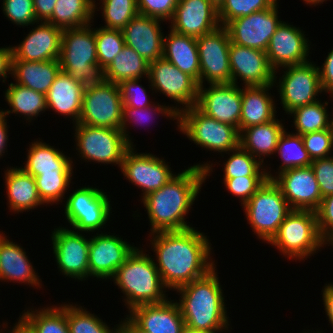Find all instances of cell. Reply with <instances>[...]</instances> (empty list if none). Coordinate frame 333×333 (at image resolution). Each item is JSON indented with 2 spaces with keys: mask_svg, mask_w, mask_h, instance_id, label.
Returning a JSON list of instances; mask_svg holds the SVG:
<instances>
[{
  "mask_svg": "<svg viewBox=\"0 0 333 333\" xmlns=\"http://www.w3.org/2000/svg\"><path fill=\"white\" fill-rule=\"evenodd\" d=\"M148 237L157 259L153 258L154 264L168 290L202 278L216 267L209 237L195 227L155 232Z\"/></svg>",
  "mask_w": 333,
  "mask_h": 333,
  "instance_id": "1",
  "label": "cell"
},
{
  "mask_svg": "<svg viewBox=\"0 0 333 333\" xmlns=\"http://www.w3.org/2000/svg\"><path fill=\"white\" fill-rule=\"evenodd\" d=\"M197 163L182 170L159 190L141 199L147 211L150 233L192 228L185 218L192 209L202 184L213 172V163ZM208 176V177H207Z\"/></svg>",
  "mask_w": 333,
  "mask_h": 333,
  "instance_id": "2",
  "label": "cell"
},
{
  "mask_svg": "<svg viewBox=\"0 0 333 333\" xmlns=\"http://www.w3.org/2000/svg\"><path fill=\"white\" fill-rule=\"evenodd\" d=\"M174 291L180 295L177 303L186 327L213 333H223L231 328L216 267L204 277Z\"/></svg>",
  "mask_w": 333,
  "mask_h": 333,
  "instance_id": "3",
  "label": "cell"
},
{
  "mask_svg": "<svg viewBox=\"0 0 333 333\" xmlns=\"http://www.w3.org/2000/svg\"><path fill=\"white\" fill-rule=\"evenodd\" d=\"M142 249L136 247L111 278L125 295L123 302L128 312L135 306L159 304L168 299L167 288L162 283L152 255Z\"/></svg>",
  "mask_w": 333,
  "mask_h": 333,
  "instance_id": "4",
  "label": "cell"
},
{
  "mask_svg": "<svg viewBox=\"0 0 333 333\" xmlns=\"http://www.w3.org/2000/svg\"><path fill=\"white\" fill-rule=\"evenodd\" d=\"M88 24L64 29L61 38V70L85 89L105 81L104 69L98 64L94 27Z\"/></svg>",
  "mask_w": 333,
  "mask_h": 333,
  "instance_id": "5",
  "label": "cell"
},
{
  "mask_svg": "<svg viewBox=\"0 0 333 333\" xmlns=\"http://www.w3.org/2000/svg\"><path fill=\"white\" fill-rule=\"evenodd\" d=\"M290 260H307L326 246L317 222V214L310 210H292L268 243Z\"/></svg>",
  "mask_w": 333,
  "mask_h": 333,
  "instance_id": "6",
  "label": "cell"
},
{
  "mask_svg": "<svg viewBox=\"0 0 333 333\" xmlns=\"http://www.w3.org/2000/svg\"><path fill=\"white\" fill-rule=\"evenodd\" d=\"M242 208L253 234L264 243L272 240L293 210L272 179H267Z\"/></svg>",
  "mask_w": 333,
  "mask_h": 333,
  "instance_id": "7",
  "label": "cell"
},
{
  "mask_svg": "<svg viewBox=\"0 0 333 333\" xmlns=\"http://www.w3.org/2000/svg\"><path fill=\"white\" fill-rule=\"evenodd\" d=\"M177 129L198 147L220 153L222 158L239 147L240 133L236 127L205 115L196 106L179 112Z\"/></svg>",
  "mask_w": 333,
  "mask_h": 333,
  "instance_id": "8",
  "label": "cell"
},
{
  "mask_svg": "<svg viewBox=\"0 0 333 333\" xmlns=\"http://www.w3.org/2000/svg\"><path fill=\"white\" fill-rule=\"evenodd\" d=\"M104 190L92 186H83L65 200V219L73 230L83 233H95L106 227L112 213L111 199Z\"/></svg>",
  "mask_w": 333,
  "mask_h": 333,
  "instance_id": "9",
  "label": "cell"
},
{
  "mask_svg": "<svg viewBox=\"0 0 333 333\" xmlns=\"http://www.w3.org/2000/svg\"><path fill=\"white\" fill-rule=\"evenodd\" d=\"M76 150L85 161L113 164L120 168L124 154L129 148L122 130L94 127L77 123L73 125Z\"/></svg>",
  "mask_w": 333,
  "mask_h": 333,
  "instance_id": "10",
  "label": "cell"
},
{
  "mask_svg": "<svg viewBox=\"0 0 333 333\" xmlns=\"http://www.w3.org/2000/svg\"><path fill=\"white\" fill-rule=\"evenodd\" d=\"M279 80L274 75V86L278 89L280 104L287 115L294 109L314 103L323 93L319 69L314 63L308 61L302 64L290 65L280 68ZM277 86H276V85ZM279 84V85H278ZM279 87V88H278ZM316 96H318L316 98Z\"/></svg>",
  "mask_w": 333,
  "mask_h": 333,
  "instance_id": "11",
  "label": "cell"
},
{
  "mask_svg": "<svg viewBox=\"0 0 333 333\" xmlns=\"http://www.w3.org/2000/svg\"><path fill=\"white\" fill-rule=\"evenodd\" d=\"M122 118L123 102L118 84L104 81L84 90L78 123L121 130Z\"/></svg>",
  "mask_w": 333,
  "mask_h": 333,
  "instance_id": "12",
  "label": "cell"
},
{
  "mask_svg": "<svg viewBox=\"0 0 333 333\" xmlns=\"http://www.w3.org/2000/svg\"><path fill=\"white\" fill-rule=\"evenodd\" d=\"M147 79L148 83H150L148 86L152 91L162 93L165 97L174 101V103L177 102L174 109L178 113L196 106L198 83L191 76L183 73L164 58L149 63V75Z\"/></svg>",
  "mask_w": 333,
  "mask_h": 333,
  "instance_id": "13",
  "label": "cell"
},
{
  "mask_svg": "<svg viewBox=\"0 0 333 333\" xmlns=\"http://www.w3.org/2000/svg\"><path fill=\"white\" fill-rule=\"evenodd\" d=\"M230 37L224 26L197 38L200 63L199 86L231 83ZM205 82V83H204Z\"/></svg>",
  "mask_w": 333,
  "mask_h": 333,
  "instance_id": "14",
  "label": "cell"
},
{
  "mask_svg": "<svg viewBox=\"0 0 333 333\" xmlns=\"http://www.w3.org/2000/svg\"><path fill=\"white\" fill-rule=\"evenodd\" d=\"M81 233L59 226L52 231L51 243L58 271L65 277L85 281L89 279L90 237Z\"/></svg>",
  "mask_w": 333,
  "mask_h": 333,
  "instance_id": "15",
  "label": "cell"
},
{
  "mask_svg": "<svg viewBox=\"0 0 333 333\" xmlns=\"http://www.w3.org/2000/svg\"><path fill=\"white\" fill-rule=\"evenodd\" d=\"M125 179L142 189L141 198L159 190L175 175L164 158L151 153H136L135 147H129L120 166Z\"/></svg>",
  "mask_w": 333,
  "mask_h": 333,
  "instance_id": "16",
  "label": "cell"
},
{
  "mask_svg": "<svg viewBox=\"0 0 333 333\" xmlns=\"http://www.w3.org/2000/svg\"><path fill=\"white\" fill-rule=\"evenodd\" d=\"M278 0L268 9L230 21L225 28L234 44L266 52L271 36L282 22L278 16Z\"/></svg>",
  "mask_w": 333,
  "mask_h": 333,
  "instance_id": "17",
  "label": "cell"
},
{
  "mask_svg": "<svg viewBox=\"0 0 333 333\" xmlns=\"http://www.w3.org/2000/svg\"><path fill=\"white\" fill-rule=\"evenodd\" d=\"M271 173L266 170L267 178L279 186L293 210H318L322 195L311 166L291 168L275 176Z\"/></svg>",
  "mask_w": 333,
  "mask_h": 333,
  "instance_id": "18",
  "label": "cell"
},
{
  "mask_svg": "<svg viewBox=\"0 0 333 333\" xmlns=\"http://www.w3.org/2000/svg\"><path fill=\"white\" fill-rule=\"evenodd\" d=\"M196 107L205 115L236 127L240 133L242 89L234 83L199 86Z\"/></svg>",
  "mask_w": 333,
  "mask_h": 333,
  "instance_id": "19",
  "label": "cell"
},
{
  "mask_svg": "<svg viewBox=\"0 0 333 333\" xmlns=\"http://www.w3.org/2000/svg\"><path fill=\"white\" fill-rule=\"evenodd\" d=\"M304 33L305 31L301 28L285 21L277 26L266 50L268 62L274 70V75L280 72L279 68L302 64L310 60L308 56L311 42Z\"/></svg>",
  "mask_w": 333,
  "mask_h": 333,
  "instance_id": "20",
  "label": "cell"
},
{
  "mask_svg": "<svg viewBox=\"0 0 333 333\" xmlns=\"http://www.w3.org/2000/svg\"><path fill=\"white\" fill-rule=\"evenodd\" d=\"M100 232L90 237L89 277H96L97 280L100 278L111 280L116 270L136 247L115 233L110 235L107 232Z\"/></svg>",
  "mask_w": 333,
  "mask_h": 333,
  "instance_id": "21",
  "label": "cell"
},
{
  "mask_svg": "<svg viewBox=\"0 0 333 333\" xmlns=\"http://www.w3.org/2000/svg\"><path fill=\"white\" fill-rule=\"evenodd\" d=\"M229 61L231 83L238 85V79L244 86H265L274 84V70L267 54L259 49L230 43Z\"/></svg>",
  "mask_w": 333,
  "mask_h": 333,
  "instance_id": "22",
  "label": "cell"
},
{
  "mask_svg": "<svg viewBox=\"0 0 333 333\" xmlns=\"http://www.w3.org/2000/svg\"><path fill=\"white\" fill-rule=\"evenodd\" d=\"M174 32L199 38L220 25L218 6L210 0H179L169 21Z\"/></svg>",
  "mask_w": 333,
  "mask_h": 333,
  "instance_id": "23",
  "label": "cell"
},
{
  "mask_svg": "<svg viewBox=\"0 0 333 333\" xmlns=\"http://www.w3.org/2000/svg\"><path fill=\"white\" fill-rule=\"evenodd\" d=\"M39 24V25H38ZM63 30L51 23L39 21L23 38L12 47V60L43 62L60 58Z\"/></svg>",
  "mask_w": 333,
  "mask_h": 333,
  "instance_id": "24",
  "label": "cell"
},
{
  "mask_svg": "<svg viewBox=\"0 0 333 333\" xmlns=\"http://www.w3.org/2000/svg\"><path fill=\"white\" fill-rule=\"evenodd\" d=\"M163 22L165 21L157 18L136 15L122 29L125 45L135 50L148 63L163 58Z\"/></svg>",
  "mask_w": 333,
  "mask_h": 333,
  "instance_id": "25",
  "label": "cell"
},
{
  "mask_svg": "<svg viewBox=\"0 0 333 333\" xmlns=\"http://www.w3.org/2000/svg\"><path fill=\"white\" fill-rule=\"evenodd\" d=\"M177 301L168 298L159 304L135 306L127 316L148 333H182L185 322Z\"/></svg>",
  "mask_w": 333,
  "mask_h": 333,
  "instance_id": "26",
  "label": "cell"
},
{
  "mask_svg": "<svg viewBox=\"0 0 333 333\" xmlns=\"http://www.w3.org/2000/svg\"><path fill=\"white\" fill-rule=\"evenodd\" d=\"M0 231V281L42 288V280L26 255L25 249ZM8 238V239H7ZM19 281V282H18ZM41 285V287H40Z\"/></svg>",
  "mask_w": 333,
  "mask_h": 333,
  "instance_id": "27",
  "label": "cell"
},
{
  "mask_svg": "<svg viewBox=\"0 0 333 333\" xmlns=\"http://www.w3.org/2000/svg\"><path fill=\"white\" fill-rule=\"evenodd\" d=\"M84 90L79 82L61 70L46 94L47 109H52L58 115L66 116L73 124H77L82 110Z\"/></svg>",
  "mask_w": 333,
  "mask_h": 333,
  "instance_id": "28",
  "label": "cell"
},
{
  "mask_svg": "<svg viewBox=\"0 0 333 333\" xmlns=\"http://www.w3.org/2000/svg\"><path fill=\"white\" fill-rule=\"evenodd\" d=\"M40 140L39 138V140H34V142L29 144L27 161L20 168L33 177L50 174H74L72 158L65 155L63 150H58L54 146L49 145V143L47 144Z\"/></svg>",
  "mask_w": 333,
  "mask_h": 333,
  "instance_id": "29",
  "label": "cell"
},
{
  "mask_svg": "<svg viewBox=\"0 0 333 333\" xmlns=\"http://www.w3.org/2000/svg\"><path fill=\"white\" fill-rule=\"evenodd\" d=\"M4 183L7 192V204L10 212H29L38 206L45 204L42 202L35 182V178L24 172L20 167H7L4 171ZM29 210V211H28Z\"/></svg>",
  "mask_w": 333,
  "mask_h": 333,
  "instance_id": "30",
  "label": "cell"
},
{
  "mask_svg": "<svg viewBox=\"0 0 333 333\" xmlns=\"http://www.w3.org/2000/svg\"><path fill=\"white\" fill-rule=\"evenodd\" d=\"M242 87L240 132L248 127L267 123L277 116L275 99L269 93L274 84Z\"/></svg>",
  "mask_w": 333,
  "mask_h": 333,
  "instance_id": "31",
  "label": "cell"
},
{
  "mask_svg": "<svg viewBox=\"0 0 333 333\" xmlns=\"http://www.w3.org/2000/svg\"><path fill=\"white\" fill-rule=\"evenodd\" d=\"M285 129L282 119L275 117L267 123L243 129L240 132L239 146L265 165L263 159L275 154L278 140Z\"/></svg>",
  "mask_w": 333,
  "mask_h": 333,
  "instance_id": "32",
  "label": "cell"
},
{
  "mask_svg": "<svg viewBox=\"0 0 333 333\" xmlns=\"http://www.w3.org/2000/svg\"><path fill=\"white\" fill-rule=\"evenodd\" d=\"M164 36L163 58L171 62L183 73L191 76L199 86L200 63L197 38L182 35L170 29Z\"/></svg>",
  "mask_w": 333,
  "mask_h": 333,
  "instance_id": "33",
  "label": "cell"
},
{
  "mask_svg": "<svg viewBox=\"0 0 333 333\" xmlns=\"http://www.w3.org/2000/svg\"><path fill=\"white\" fill-rule=\"evenodd\" d=\"M60 71L58 59L43 62L12 60L11 77L15 78V83L46 95Z\"/></svg>",
  "mask_w": 333,
  "mask_h": 333,
  "instance_id": "34",
  "label": "cell"
},
{
  "mask_svg": "<svg viewBox=\"0 0 333 333\" xmlns=\"http://www.w3.org/2000/svg\"><path fill=\"white\" fill-rule=\"evenodd\" d=\"M5 101L8 103L10 110L0 111L7 117L11 113L23 116L28 122L37 118L41 113L47 111L46 95L36 92L30 88L24 87L17 83L8 84L4 93Z\"/></svg>",
  "mask_w": 333,
  "mask_h": 333,
  "instance_id": "35",
  "label": "cell"
},
{
  "mask_svg": "<svg viewBox=\"0 0 333 333\" xmlns=\"http://www.w3.org/2000/svg\"><path fill=\"white\" fill-rule=\"evenodd\" d=\"M95 2L96 0H57L52 16L46 22L62 30L91 24L94 22L95 11H100Z\"/></svg>",
  "mask_w": 333,
  "mask_h": 333,
  "instance_id": "36",
  "label": "cell"
},
{
  "mask_svg": "<svg viewBox=\"0 0 333 333\" xmlns=\"http://www.w3.org/2000/svg\"><path fill=\"white\" fill-rule=\"evenodd\" d=\"M26 310L18 319L31 333H69L65 303Z\"/></svg>",
  "mask_w": 333,
  "mask_h": 333,
  "instance_id": "37",
  "label": "cell"
},
{
  "mask_svg": "<svg viewBox=\"0 0 333 333\" xmlns=\"http://www.w3.org/2000/svg\"><path fill=\"white\" fill-rule=\"evenodd\" d=\"M148 75L149 63L126 45L104 70L105 81L115 84L125 80L148 78Z\"/></svg>",
  "mask_w": 333,
  "mask_h": 333,
  "instance_id": "38",
  "label": "cell"
},
{
  "mask_svg": "<svg viewBox=\"0 0 333 333\" xmlns=\"http://www.w3.org/2000/svg\"><path fill=\"white\" fill-rule=\"evenodd\" d=\"M318 100L314 103L296 108L289 115L293 117L291 121L296 129L295 134L305 135L307 133L329 129L331 127V116L327 111L329 102Z\"/></svg>",
  "mask_w": 333,
  "mask_h": 333,
  "instance_id": "39",
  "label": "cell"
},
{
  "mask_svg": "<svg viewBox=\"0 0 333 333\" xmlns=\"http://www.w3.org/2000/svg\"><path fill=\"white\" fill-rule=\"evenodd\" d=\"M282 159L276 175L291 168L308 167L312 159L305 149L302 135L287 132L281 134L276 146L275 154Z\"/></svg>",
  "mask_w": 333,
  "mask_h": 333,
  "instance_id": "40",
  "label": "cell"
},
{
  "mask_svg": "<svg viewBox=\"0 0 333 333\" xmlns=\"http://www.w3.org/2000/svg\"><path fill=\"white\" fill-rule=\"evenodd\" d=\"M66 318L69 333H120V323L110 329L100 317L77 304L66 303Z\"/></svg>",
  "mask_w": 333,
  "mask_h": 333,
  "instance_id": "41",
  "label": "cell"
},
{
  "mask_svg": "<svg viewBox=\"0 0 333 333\" xmlns=\"http://www.w3.org/2000/svg\"><path fill=\"white\" fill-rule=\"evenodd\" d=\"M157 103V105H156ZM160 117L164 115V117H167L168 119L170 118L173 121L175 120L177 126H178V118H179V113L174 109V106H166V104L161 105L158 102L153 103V105L142 108V109H137L134 107H123V118H122V133L124 135V138L126 142L128 143L129 147H135L136 145H133V140L129 135V124L131 123L138 125H142L141 123L143 122H148V120L156 116ZM153 119V118H152ZM155 120V119H154ZM152 121V120H151ZM146 122V123H147ZM150 122V121H149ZM152 123V122H151ZM145 124V123H144ZM143 124V125H144Z\"/></svg>",
  "mask_w": 333,
  "mask_h": 333,
  "instance_id": "42",
  "label": "cell"
},
{
  "mask_svg": "<svg viewBox=\"0 0 333 333\" xmlns=\"http://www.w3.org/2000/svg\"><path fill=\"white\" fill-rule=\"evenodd\" d=\"M231 153V154H230ZM229 156L224 162V178H238L245 176H267L266 168L249 152L243 150L240 146L237 149L226 153Z\"/></svg>",
  "mask_w": 333,
  "mask_h": 333,
  "instance_id": "43",
  "label": "cell"
},
{
  "mask_svg": "<svg viewBox=\"0 0 333 333\" xmlns=\"http://www.w3.org/2000/svg\"><path fill=\"white\" fill-rule=\"evenodd\" d=\"M106 29L122 30L139 14L137 0H99Z\"/></svg>",
  "mask_w": 333,
  "mask_h": 333,
  "instance_id": "44",
  "label": "cell"
},
{
  "mask_svg": "<svg viewBox=\"0 0 333 333\" xmlns=\"http://www.w3.org/2000/svg\"><path fill=\"white\" fill-rule=\"evenodd\" d=\"M98 64L105 70L125 46L122 30L94 28Z\"/></svg>",
  "mask_w": 333,
  "mask_h": 333,
  "instance_id": "45",
  "label": "cell"
},
{
  "mask_svg": "<svg viewBox=\"0 0 333 333\" xmlns=\"http://www.w3.org/2000/svg\"><path fill=\"white\" fill-rule=\"evenodd\" d=\"M72 174L37 175L35 182L38 194L44 204H59L65 199V193L70 187Z\"/></svg>",
  "mask_w": 333,
  "mask_h": 333,
  "instance_id": "46",
  "label": "cell"
},
{
  "mask_svg": "<svg viewBox=\"0 0 333 333\" xmlns=\"http://www.w3.org/2000/svg\"><path fill=\"white\" fill-rule=\"evenodd\" d=\"M277 0H222L218 5V19L221 26L254 12L270 8Z\"/></svg>",
  "mask_w": 333,
  "mask_h": 333,
  "instance_id": "47",
  "label": "cell"
},
{
  "mask_svg": "<svg viewBox=\"0 0 333 333\" xmlns=\"http://www.w3.org/2000/svg\"><path fill=\"white\" fill-rule=\"evenodd\" d=\"M2 10L8 20L17 26H33L37 21L33 0H3Z\"/></svg>",
  "mask_w": 333,
  "mask_h": 333,
  "instance_id": "48",
  "label": "cell"
},
{
  "mask_svg": "<svg viewBox=\"0 0 333 333\" xmlns=\"http://www.w3.org/2000/svg\"><path fill=\"white\" fill-rule=\"evenodd\" d=\"M302 139L312 161L332 156L333 131L331 127L302 135Z\"/></svg>",
  "mask_w": 333,
  "mask_h": 333,
  "instance_id": "49",
  "label": "cell"
},
{
  "mask_svg": "<svg viewBox=\"0 0 333 333\" xmlns=\"http://www.w3.org/2000/svg\"><path fill=\"white\" fill-rule=\"evenodd\" d=\"M267 179V176H243L238 178H223L222 180L228 192L240 199L242 207Z\"/></svg>",
  "mask_w": 333,
  "mask_h": 333,
  "instance_id": "50",
  "label": "cell"
},
{
  "mask_svg": "<svg viewBox=\"0 0 333 333\" xmlns=\"http://www.w3.org/2000/svg\"><path fill=\"white\" fill-rule=\"evenodd\" d=\"M142 78L125 80L119 85L121 92V99L123 102V107H134L137 109H142L153 105L150 101V96L148 98L147 91L145 87L141 85ZM140 83V84H139Z\"/></svg>",
  "mask_w": 333,
  "mask_h": 333,
  "instance_id": "51",
  "label": "cell"
},
{
  "mask_svg": "<svg viewBox=\"0 0 333 333\" xmlns=\"http://www.w3.org/2000/svg\"><path fill=\"white\" fill-rule=\"evenodd\" d=\"M179 0H137L138 12L141 15L170 21Z\"/></svg>",
  "mask_w": 333,
  "mask_h": 333,
  "instance_id": "52",
  "label": "cell"
},
{
  "mask_svg": "<svg viewBox=\"0 0 333 333\" xmlns=\"http://www.w3.org/2000/svg\"><path fill=\"white\" fill-rule=\"evenodd\" d=\"M310 166L318 182L322 198L333 194V155L313 160Z\"/></svg>",
  "mask_w": 333,
  "mask_h": 333,
  "instance_id": "53",
  "label": "cell"
},
{
  "mask_svg": "<svg viewBox=\"0 0 333 333\" xmlns=\"http://www.w3.org/2000/svg\"><path fill=\"white\" fill-rule=\"evenodd\" d=\"M316 214L319 233L326 242L333 235V194L322 198Z\"/></svg>",
  "mask_w": 333,
  "mask_h": 333,
  "instance_id": "54",
  "label": "cell"
},
{
  "mask_svg": "<svg viewBox=\"0 0 333 333\" xmlns=\"http://www.w3.org/2000/svg\"><path fill=\"white\" fill-rule=\"evenodd\" d=\"M319 69V76L321 81V86L323 92L325 93H332L333 92V48L323 63V65Z\"/></svg>",
  "mask_w": 333,
  "mask_h": 333,
  "instance_id": "55",
  "label": "cell"
},
{
  "mask_svg": "<svg viewBox=\"0 0 333 333\" xmlns=\"http://www.w3.org/2000/svg\"><path fill=\"white\" fill-rule=\"evenodd\" d=\"M57 0H33L34 11L37 21L46 22L55 8Z\"/></svg>",
  "mask_w": 333,
  "mask_h": 333,
  "instance_id": "56",
  "label": "cell"
},
{
  "mask_svg": "<svg viewBox=\"0 0 333 333\" xmlns=\"http://www.w3.org/2000/svg\"><path fill=\"white\" fill-rule=\"evenodd\" d=\"M12 47H0V80L6 83L7 75L12 76ZM6 79V80H5Z\"/></svg>",
  "mask_w": 333,
  "mask_h": 333,
  "instance_id": "57",
  "label": "cell"
},
{
  "mask_svg": "<svg viewBox=\"0 0 333 333\" xmlns=\"http://www.w3.org/2000/svg\"><path fill=\"white\" fill-rule=\"evenodd\" d=\"M322 288V300L324 305V310L326 312V316L328 317V321L333 329V282L330 284H326Z\"/></svg>",
  "mask_w": 333,
  "mask_h": 333,
  "instance_id": "58",
  "label": "cell"
},
{
  "mask_svg": "<svg viewBox=\"0 0 333 333\" xmlns=\"http://www.w3.org/2000/svg\"><path fill=\"white\" fill-rule=\"evenodd\" d=\"M7 117L0 111V159L7 151V143L9 142Z\"/></svg>",
  "mask_w": 333,
  "mask_h": 333,
  "instance_id": "59",
  "label": "cell"
},
{
  "mask_svg": "<svg viewBox=\"0 0 333 333\" xmlns=\"http://www.w3.org/2000/svg\"><path fill=\"white\" fill-rule=\"evenodd\" d=\"M123 319L120 321V333H148L140 329L127 315Z\"/></svg>",
  "mask_w": 333,
  "mask_h": 333,
  "instance_id": "60",
  "label": "cell"
},
{
  "mask_svg": "<svg viewBox=\"0 0 333 333\" xmlns=\"http://www.w3.org/2000/svg\"><path fill=\"white\" fill-rule=\"evenodd\" d=\"M5 323L6 322H4L3 325L1 326L2 328H4V331L1 329L0 333H4L6 331L5 328L8 327V323L6 324ZM7 330L8 333H31L20 320H18V322L14 324V326L11 328V331H9V329Z\"/></svg>",
  "mask_w": 333,
  "mask_h": 333,
  "instance_id": "61",
  "label": "cell"
},
{
  "mask_svg": "<svg viewBox=\"0 0 333 333\" xmlns=\"http://www.w3.org/2000/svg\"><path fill=\"white\" fill-rule=\"evenodd\" d=\"M182 333H213V332L193 329L185 326L184 329L182 330Z\"/></svg>",
  "mask_w": 333,
  "mask_h": 333,
  "instance_id": "62",
  "label": "cell"
},
{
  "mask_svg": "<svg viewBox=\"0 0 333 333\" xmlns=\"http://www.w3.org/2000/svg\"><path fill=\"white\" fill-rule=\"evenodd\" d=\"M305 1L304 3L309 4L310 6L314 5L316 7V5H320L321 3L323 4V2L327 1V0H303Z\"/></svg>",
  "mask_w": 333,
  "mask_h": 333,
  "instance_id": "63",
  "label": "cell"
},
{
  "mask_svg": "<svg viewBox=\"0 0 333 333\" xmlns=\"http://www.w3.org/2000/svg\"><path fill=\"white\" fill-rule=\"evenodd\" d=\"M325 244H329L328 246H332L333 247V235L325 242Z\"/></svg>",
  "mask_w": 333,
  "mask_h": 333,
  "instance_id": "64",
  "label": "cell"
},
{
  "mask_svg": "<svg viewBox=\"0 0 333 333\" xmlns=\"http://www.w3.org/2000/svg\"><path fill=\"white\" fill-rule=\"evenodd\" d=\"M329 95H330L329 97L333 99V92L330 93ZM332 117H333V115H331V128H332V131H333V118Z\"/></svg>",
  "mask_w": 333,
  "mask_h": 333,
  "instance_id": "65",
  "label": "cell"
},
{
  "mask_svg": "<svg viewBox=\"0 0 333 333\" xmlns=\"http://www.w3.org/2000/svg\"><path fill=\"white\" fill-rule=\"evenodd\" d=\"M210 1H212L217 6L222 2V0H210Z\"/></svg>",
  "mask_w": 333,
  "mask_h": 333,
  "instance_id": "66",
  "label": "cell"
},
{
  "mask_svg": "<svg viewBox=\"0 0 333 333\" xmlns=\"http://www.w3.org/2000/svg\"><path fill=\"white\" fill-rule=\"evenodd\" d=\"M313 333H323L322 331H320V330H316V332L315 331H313Z\"/></svg>",
  "mask_w": 333,
  "mask_h": 333,
  "instance_id": "67",
  "label": "cell"
},
{
  "mask_svg": "<svg viewBox=\"0 0 333 333\" xmlns=\"http://www.w3.org/2000/svg\"><path fill=\"white\" fill-rule=\"evenodd\" d=\"M309 331H310V330L308 329V331H307V332H306V331H305V332L303 331V333H310ZM311 333H313V332L311 331Z\"/></svg>",
  "mask_w": 333,
  "mask_h": 333,
  "instance_id": "68",
  "label": "cell"
}]
</instances>
